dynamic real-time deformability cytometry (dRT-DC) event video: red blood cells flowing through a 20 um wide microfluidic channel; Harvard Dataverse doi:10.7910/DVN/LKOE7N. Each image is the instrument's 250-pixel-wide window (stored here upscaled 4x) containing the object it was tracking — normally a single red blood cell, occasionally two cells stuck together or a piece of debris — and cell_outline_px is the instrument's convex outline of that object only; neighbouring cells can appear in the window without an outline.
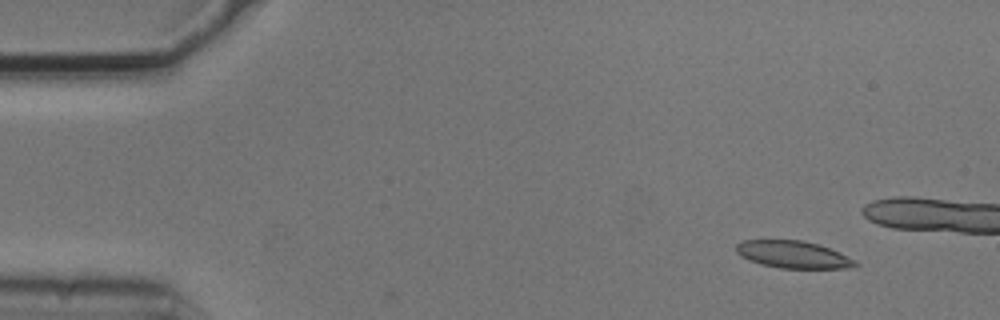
{"species": "common noctule bat (a hibernating species)", "species_latin": "Nyctalus noctula", "temperature_condition": "cold", "stored_images_in_passage": 5, "camera_frame_rate_fps": 3000, "um_per_image_px": 0.085, "animal": {"sex": "male", "body_mass_g": 20.5, "forearm_length_mm": 52.5}, "frame": {"image": 1, "passage_image": 2, "time_ms": 0.333, "image_size_px": [1000, 320], "cell_outline_px": [[860, 264], [852, 268], [780, 268], [760, 264], [740, 256], [736, 252], [736, 244], [740, 240], [804, 240], [820, 244], [840, 252], [856, 260]], "centroid_in_image_um": [67.44, 21.63], "position_along_channel_um": 17.6, "area_um2": 19.19}}